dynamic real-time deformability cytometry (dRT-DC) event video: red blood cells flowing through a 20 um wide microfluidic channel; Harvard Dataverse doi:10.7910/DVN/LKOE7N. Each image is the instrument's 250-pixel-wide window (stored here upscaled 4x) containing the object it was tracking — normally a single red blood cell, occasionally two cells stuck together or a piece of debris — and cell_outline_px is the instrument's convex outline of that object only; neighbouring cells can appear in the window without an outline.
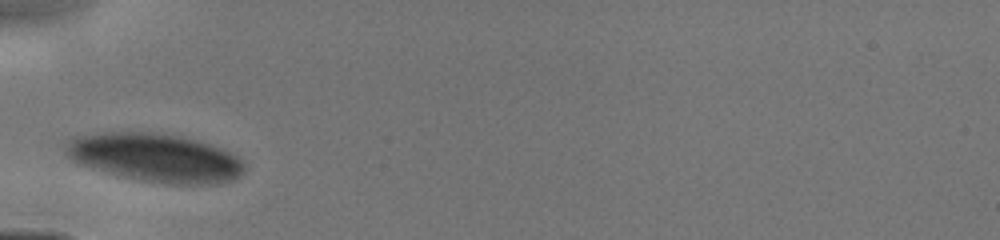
{"species": "human", "species_latin": "Homo sapiens", "temperature_condition": "cold", "stored_images_in_passage": 19, "camera_frame_rate_fps": 3000, "um_per_image_px": 0.085, "donor": {"sex": "male"}, "frame": {"image": 1, "passage_image": 1, "time_ms": 0.0, "image_size_px": [1000, 240], "cell_outline_px": [[244, 172], [240, 176], [232, 180], [212, 184], [172, 184], [144, 180], [120, 176], [92, 168], [68, 160], [64, 156], [68, 144], [72, 136], [104, 132], [152, 132], [184, 136], [212, 144], [236, 156], [244, 164]], "centroid_in_image_um": [13.17, 13.39], "position_along_channel_um": 71.8, "area_um2": 50.58}}
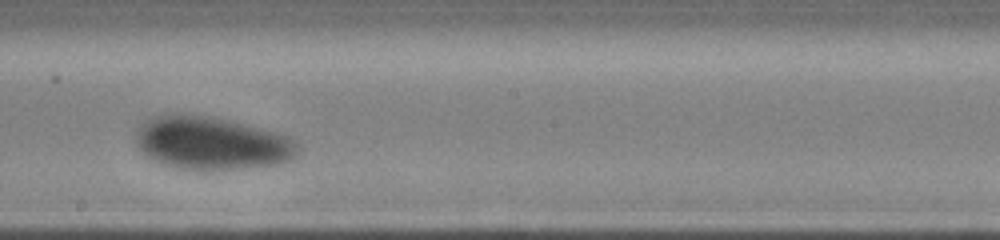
{"frame": {"image": 2, "passage_image": 10, "time_ms": 3.667, "image_size_px": [1000, 240], "cell_outline_px": [[300, 152], [296, 156], [280, 164], [260, 168], [176, 168], [152, 160], [140, 152], [136, 144], [136, 132], [140, 124], [144, 120], [152, 116], [168, 112], [180, 112], [212, 116], [276, 132], [288, 136], [296, 140], [300, 144]], "centroid_in_image_um": [17.97, 12.13], "position_along_channel_um": 230.2, "area_um2": 50.81}}
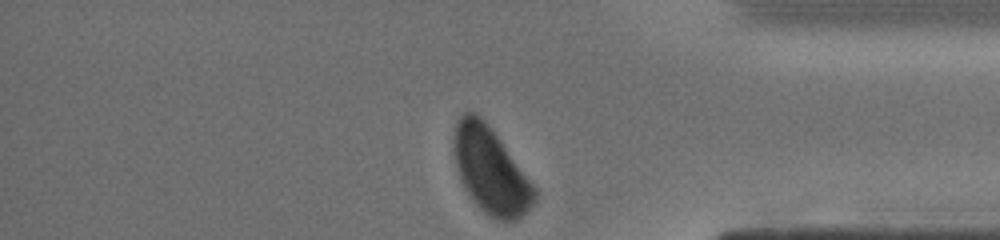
{"frame": {"image": 3, "passage_image": 19, "time_ms": 7.667, "image_size_px": [1000, 240], "cell_outline_px": [[536, 200], [516, 220], [508, 224], [496, 220], [488, 216], [476, 204], [464, 188], [456, 164], [452, 148], [452, 140], [456, 124], [460, 116], [464, 112], [476, 112], [484, 120], [536, 188]], "centroid_in_image_um": [41.67, 14.52], "position_along_channel_um": 393.5, "area_um2": 40.06}}